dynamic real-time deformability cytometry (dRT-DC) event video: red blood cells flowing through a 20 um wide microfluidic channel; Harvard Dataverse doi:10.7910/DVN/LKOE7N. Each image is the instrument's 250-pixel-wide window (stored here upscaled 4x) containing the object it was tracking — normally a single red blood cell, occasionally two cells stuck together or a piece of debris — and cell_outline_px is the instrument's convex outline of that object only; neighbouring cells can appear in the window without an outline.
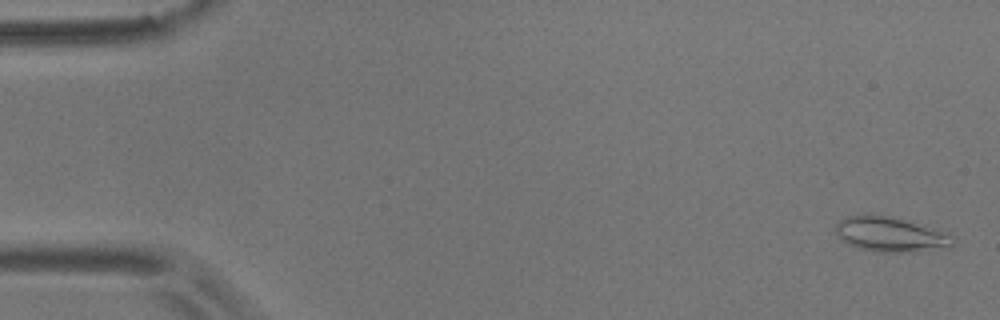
{"species": "common noctule bat (a hibernating species)", "species_latin": "Nyctalus noctula", "temperature_condition": "room temperature", "stored_images_in_passage": 9, "camera_frame_rate_fps": 3000, "um_per_image_px": 0.085, "animal": {"sex": "male", "body_mass_g": 17.9}, "frame": {"image": 1, "passage_image": 1, "time_ms": 0.0, "image_size_px": [1000, 320], "cell_outline_px": [[956, 240], [952, 248], [916, 252], [876, 252], [856, 248], [840, 240], [836, 232], [836, 220], [844, 216], [868, 212], [872, 212], [924, 224], [952, 236]], "centroid_in_image_um": [75.66, 19.9], "position_along_channel_um": 9.3, "area_um2": 24.91}}
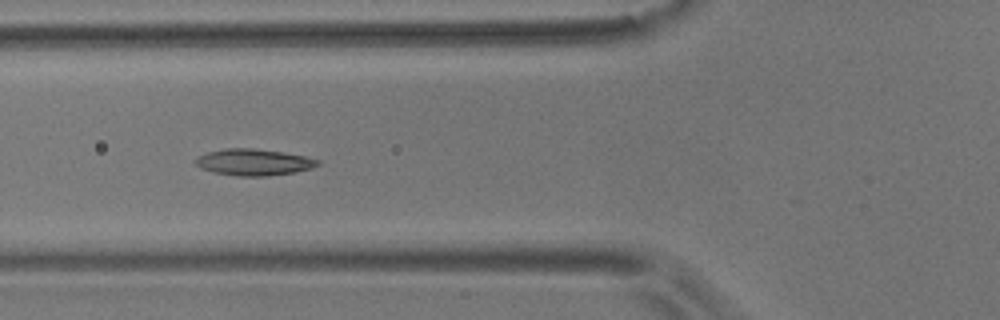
{"frame": {"image": 2, "passage_image": 5, "time_ms": 6.333, "image_size_px": [1000, 320], "cell_outline_px": [[320, 164], [312, 168], [296, 172], [268, 176], [236, 176], [216, 172], [200, 168], [192, 160], [208, 152], [224, 148], [252, 148], [280, 152], [304, 156], [320, 160]], "centroid_in_image_um": [21.57, 13.79], "position_along_channel_um": 104.2, "area_um2": 18.79}}
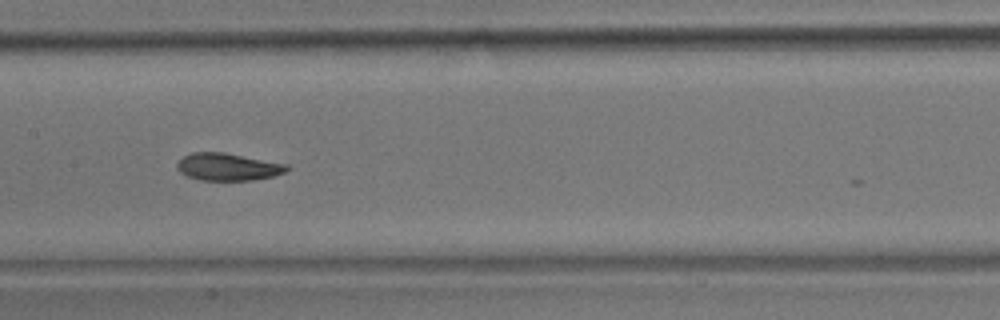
{"frame": {"image": 3, "passage_image": 7, "time_ms": 8.667, "image_size_px": [1000, 320], "cell_outline_px": [[288, 168], [284, 172], [272, 176], [252, 180], [200, 180], [188, 176], [180, 172], [176, 168], [176, 164], [184, 156], [192, 152], [224, 152], [288, 164]], "centroid_in_image_um": [19.34, 14.17], "position_along_channel_um": 188.1, "area_um2": 17.4}}